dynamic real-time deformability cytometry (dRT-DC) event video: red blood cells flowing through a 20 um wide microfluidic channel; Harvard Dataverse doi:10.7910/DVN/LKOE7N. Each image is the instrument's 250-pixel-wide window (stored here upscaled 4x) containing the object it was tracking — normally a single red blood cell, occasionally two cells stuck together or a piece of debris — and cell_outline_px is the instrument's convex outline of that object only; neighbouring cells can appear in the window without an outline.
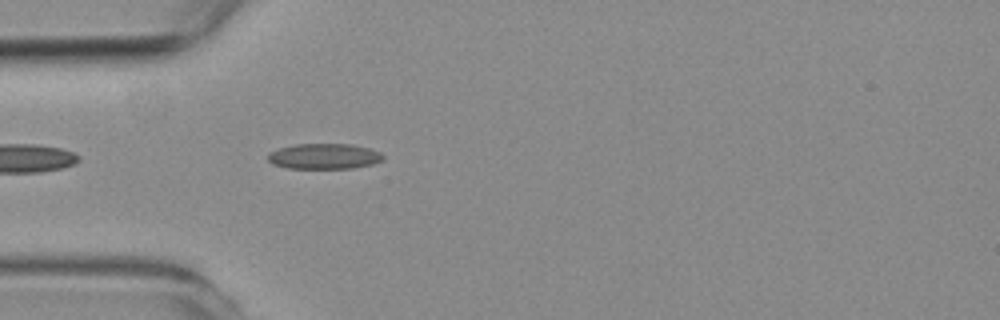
{"species": "common noctule bat (a hibernating species)", "species_latin": "Nyctalus noctula", "temperature_condition": "room temperature", "stored_images_in_passage": 8, "camera_frame_rate_fps": 3000, "um_per_image_px": 0.085, "animal": {"sex": "female", "body_mass_g": 19.3, "forearm_length_mm": 54.1}, "frame": {"image": 1, "passage_image": 3, "time_ms": 0.667, "image_size_px": [1000, 320], "cell_outline_px": [[384, 160], [372, 164], [352, 168], [288, 168], [272, 164], [268, 160], [268, 152], [280, 148], [296, 144], [352, 144], [368, 148], [380, 152], [384, 156]], "centroid_in_image_um": [27.56, 13.28], "position_along_channel_um": 57.4, "area_um2": 17.11}}